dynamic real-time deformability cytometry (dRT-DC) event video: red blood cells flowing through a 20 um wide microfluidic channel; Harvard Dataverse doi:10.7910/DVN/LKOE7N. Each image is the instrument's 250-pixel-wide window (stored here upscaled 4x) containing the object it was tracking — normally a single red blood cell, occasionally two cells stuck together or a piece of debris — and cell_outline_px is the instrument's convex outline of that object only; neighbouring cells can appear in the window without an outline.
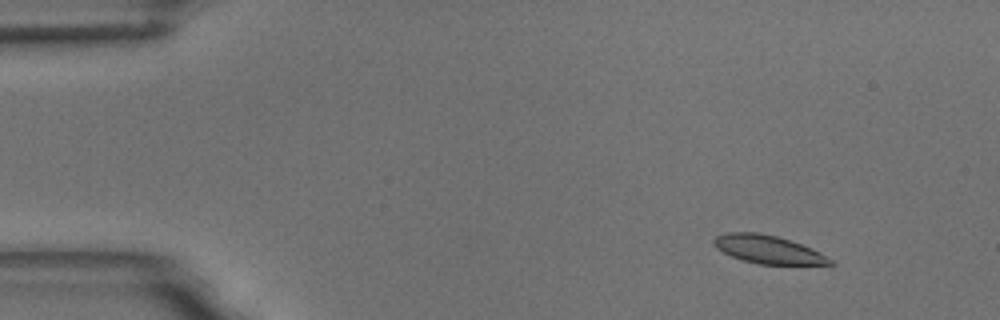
{"species": "common noctule bat (a hibernating species)", "species_latin": "Nyctalus noctula", "temperature_condition": "room temperature", "stored_images_in_passage": 51, "camera_frame_rate_fps": 3000, "um_per_image_px": 0.085, "animal": {"sex": "male", "body_mass_g": 18.8}, "frame": {"image": 1, "passage_image": 1, "time_ms": 0.0, "image_size_px": [1000, 320], "cell_outline_px": [[836, 264], [760, 264], [744, 260], [732, 256], [716, 248], [712, 244], [712, 240], [716, 236], [728, 232], [756, 232], [776, 236], [812, 248], [820, 252], [832, 260]], "centroid_in_image_um": [65.25, 21.19], "position_along_channel_um": 19.7, "area_um2": 18.79}}
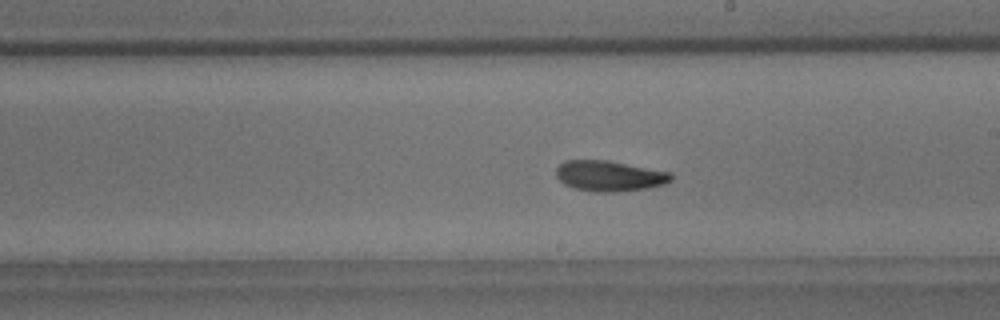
{"frame": {"image": 2, "passage_image": 27, "time_ms": 8.667, "image_size_px": [1000, 320], "cell_outline_px": [[672, 180], [664, 184], [648, 188], [612, 192], [596, 192], [576, 188], [564, 184], [556, 176], [556, 168], [564, 160], [608, 160], [672, 172]], "centroid_in_image_um": [51.81, 14.94], "position_along_channel_um": 237.2, "area_um2": 20.52}}
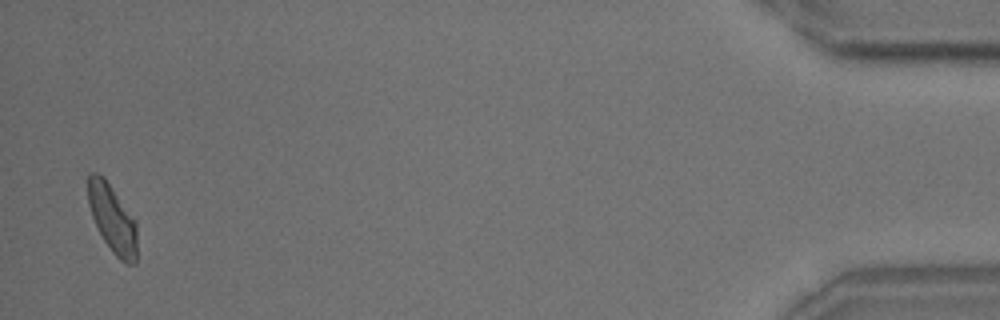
{"frame": {"image": 3, "passage_image": 50, "time_ms": 16.333, "image_size_px": [1000, 320], "cell_outline_px": [[136, 264], [128, 264], [120, 260], [112, 252], [104, 240], [92, 216], [88, 204], [88, 176], [92, 172], [96, 172], [104, 176], [136, 220]], "centroid_in_image_um": [9.56, 18.57], "position_along_channel_um": 425.6, "area_um2": 19.42}, "authors_computed_cell_mechanics": {"area_um2": 19.7676, "velocity_mm_per_s": 3.585, "shape_relaxation_time_tau1_ms": 3.3861, "shape_relaxation_time_tau2_ms": 3.108, "deformation_change_tau1": 0.1127, "deformation_change_tau2": 0.0861}}